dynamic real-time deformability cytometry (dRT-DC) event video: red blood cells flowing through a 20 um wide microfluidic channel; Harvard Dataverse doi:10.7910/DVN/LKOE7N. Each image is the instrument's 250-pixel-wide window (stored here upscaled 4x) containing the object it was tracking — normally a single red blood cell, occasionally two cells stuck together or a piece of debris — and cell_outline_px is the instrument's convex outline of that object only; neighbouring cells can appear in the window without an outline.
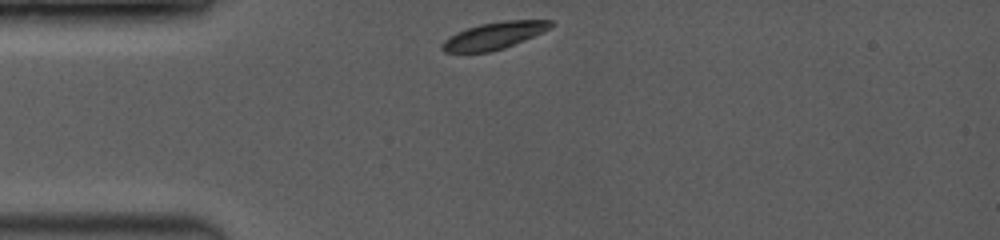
{"species": "common noctule bat (a hibernating species)", "species_latin": "Nyctalus noctula", "temperature_condition": "room temperature", "stored_images_in_passage": 42, "camera_frame_rate_fps": 3500, "um_per_image_px": 0.085, "animal": {"sex": "female", "body_mass_g": 19.0, "forearm_length_mm": 53.3}, "frame": {"image": 1, "passage_image": 1, "time_ms": 0.0, "image_size_px": [1000, 240], "cell_outline_px": [[556, 24], [532, 36], [504, 48], [488, 52], [444, 52], [440, 48], [440, 44], [448, 36], [456, 32], [480, 24], [504, 20], [552, 20]], "centroid_in_image_um": [41.94, 3.02], "position_along_channel_um": 43.1, "area_um2": 16.94}}
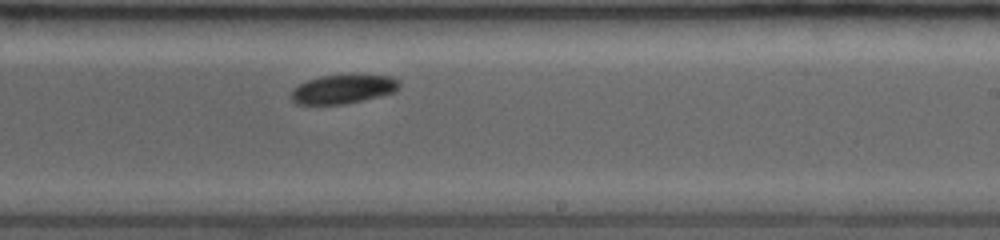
{"frame": {"image": 2, "passage_image": 25, "time_ms": 6.0, "image_size_px": [1000, 240], "cell_outline_px": [[400, 88], [396, 92], [344, 104], [296, 104], [292, 100], [292, 88], [308, 80], [320, 76], [392, 76], [400, 84]], "centroid_in_image_um": [29.15, 7.59], "position_along_channel_um": 259.8, "area_um2": 17.8}}
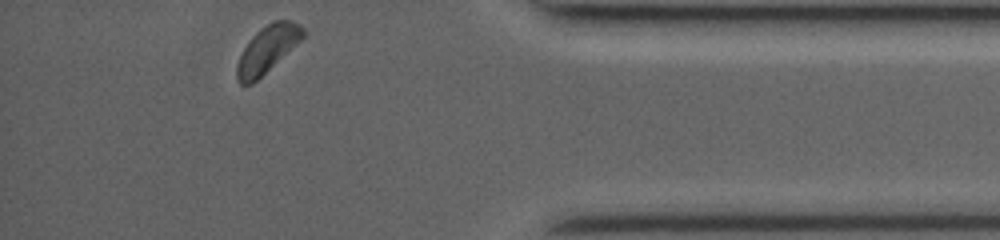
{"frame": {"image": 3, "passage_image": 42, "time_ms": 10.286, "image_size_px": [1000, 240], "cell_outline_px": [[304, 36], [300, 40], [252, 84], [240, 84], [236, 80], [236, 64], [244, 48], [252, 36], [260, 28], [272, 20], [292, 20], [300, 24], [304, 28]], "centroid_in_image_um": [22.7, 4.16], "position_along_channel_um": 412.5, "area_um2": 17.74}, "authors_computed_cell_mechanics": {"area_um2": 18.3226, "velocity_mm_per_s": 3.9915, "shape_relaxation_time_tau1_ms": 2.3239, "shape_relaxation_time_tau2_ms": null, "deformation_change_tau1": 0.1218, "deformation_change_tau2": null}}